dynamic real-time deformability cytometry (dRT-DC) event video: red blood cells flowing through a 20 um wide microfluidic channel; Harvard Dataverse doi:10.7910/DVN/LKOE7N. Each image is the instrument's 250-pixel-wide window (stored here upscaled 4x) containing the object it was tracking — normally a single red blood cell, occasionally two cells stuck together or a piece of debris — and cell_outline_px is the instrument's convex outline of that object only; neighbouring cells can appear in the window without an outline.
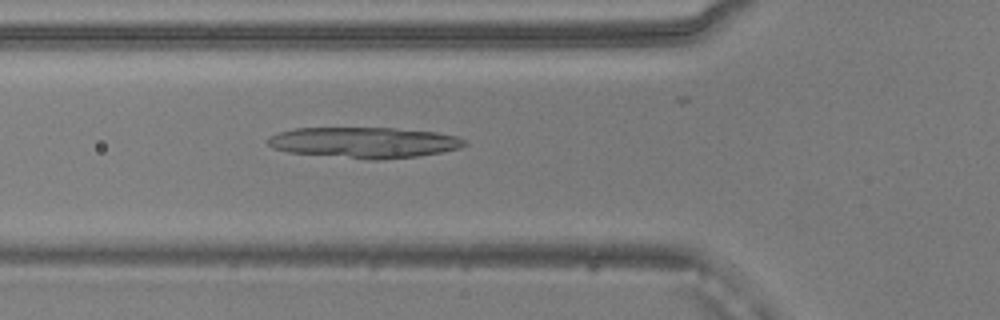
{"species": "common noctule bat (a hibernating species)", "species_latin": "Nyctalus noctula", "temperature_condition": "warm", "stored_images_in_passage": 32, "camera_frame_rate_fps": 3000, "um_per_image_px": 0.085, "animal": {"sex": "male", "body_mass_g": 20.5, "forearm_length_mm": 52.5}, "frame": {"image": 1, "passage_image": 8, "time_ms": 2.333, "image_size_px": [1000, 320], "cell_outline_px": [[468, 144], [460, 148], [440, 152], [416, 156], [380, 160], [368, 160], [288, 152], [272, 148], [268, 144], [268, 136], [292, 128], [396, 128], [436, 132], [456, 136], [468, 140]], "centroid_in_image_um": [30.96, 12.11], "position_along_channel_um": 94.8, "area_um2": 35.55}}
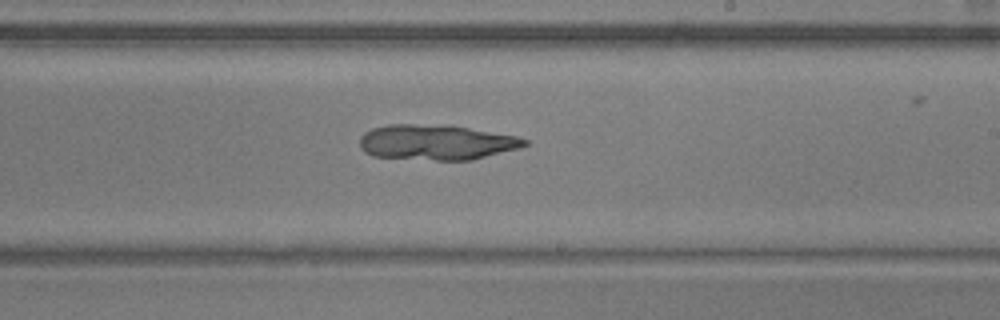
{"frame": {"image": 2, "passage_image": 20, "time_ms": 6.333, "image_size_px": [1000, 320], "cell_outline_px": [[528, 144], [520, 148], [472, 160], [436, 160], [372, 156], [364, 152], [360, 148], [360, 136], [364, 132], [372, 128], [388, 124], [448, 124], [516, 136], [528, 140]], "centroid_in_image_um": [37.08, 12.08], "position_along_channel_um": 251.9, "area_um2": 34.22}}
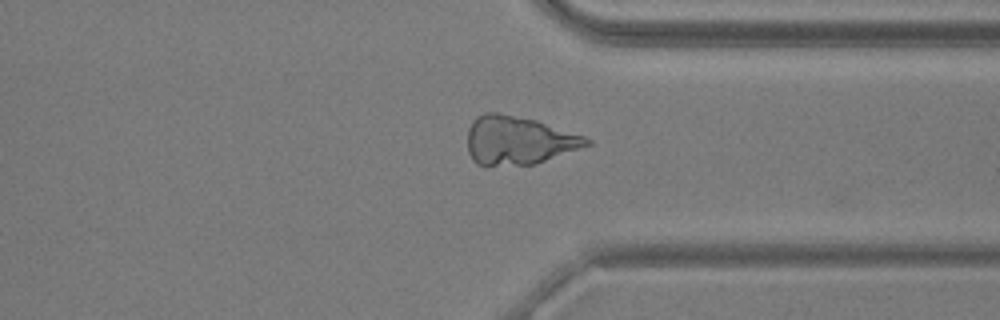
{"frame": {"image": 3, "passage_image": 29, "time_ms": 9.333, "image_size_px": [1000, 320], "cell_outline_px": [[592, 144], [536, 164], [484, 168], [476, 164], [472, 160], [468, 152], [468, 128], [472, 120], [476, 116], [484, 112], [500, 112], [536, 120], [584, 136], [592, 140]], "centroid_in_image_um": [44.02, 11.96], "position_along_channel_um": 367.4, "area_um2": 34.39}}